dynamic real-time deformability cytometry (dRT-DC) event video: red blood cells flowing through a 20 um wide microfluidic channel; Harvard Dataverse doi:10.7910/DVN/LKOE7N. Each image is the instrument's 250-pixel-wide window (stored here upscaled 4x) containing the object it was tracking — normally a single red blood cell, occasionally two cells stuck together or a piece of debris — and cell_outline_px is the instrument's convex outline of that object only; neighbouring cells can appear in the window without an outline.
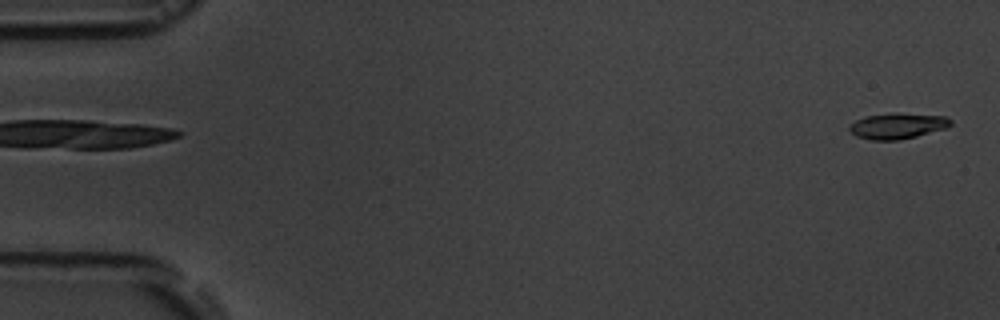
{"species": "common noctule bat (a hibernating species)", "species_latin": "Nyctalus noctula", "temperature_condition": "room temperature", "stored_images_in_passage": 5, "segment_of_instrument_passage": [2, 2], "camera_frame_rate_fps": 3000, "um_per_image_px": 0.085, "animal": {"sex": "male", "body_mass_g": 19.5, "forearm_length_mm": 54.6}, "frame": {"image": 1, "passage_image": 5, "time_ms": 5.333, "image_size_px": [1000, 320], "cell_outline_px": [[952, 124], [944, 128], [916, 136], [900, 140], [872, 140], [856, 136], [848, 128], [856, 120], [864, 116], [892, 112], [896, 112], [944, 116], [952, 120]], "centroid_in_image_um": [76.28, 10.68], "position_along_channel_um": 8.7, "area_um2": 15.2}}